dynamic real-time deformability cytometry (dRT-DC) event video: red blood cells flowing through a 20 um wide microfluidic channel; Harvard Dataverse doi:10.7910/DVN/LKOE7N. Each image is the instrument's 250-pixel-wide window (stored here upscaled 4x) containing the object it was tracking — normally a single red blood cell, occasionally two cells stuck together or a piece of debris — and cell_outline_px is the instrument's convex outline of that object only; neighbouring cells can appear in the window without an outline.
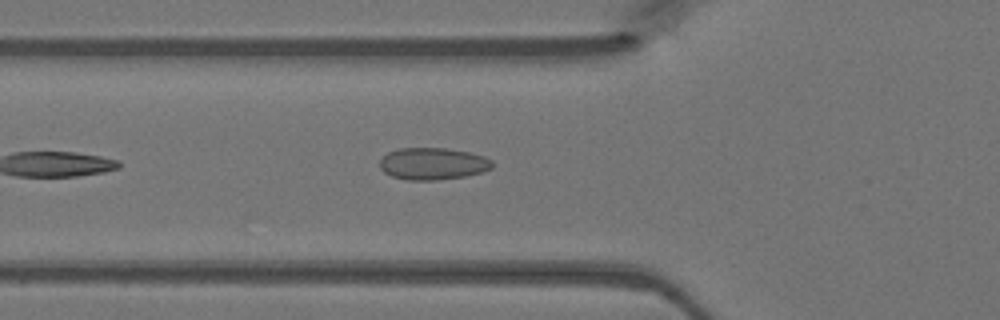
{"species": "Egyptian fruit bat (a non-hibernating species)", "species_latin": "Rousettus aegyptiacus", "temperature_condition": "warm", "stored_images_in_passage": 29, "camera_frame_rate_fps": 3000, "um_per_image_px": 0.085, "animal": {"sex": "female"}, "frame": {"image": 1, "passage_image": 5, "time_ms": 1.333, "image_size_px": [1000, 320], "cell_outline_px": [[492, 168], [484, 172], [464, 176], [436, 180], [408, 180], [392, 176], [384, 172], [380, 168], [380, 160], [388, 152], [400, 148], [444, 148], [468, 152], [484, 156], [492, 160]], "centroid_in_image_um": [36.8, 13.91], "position_along_channel_um": 89.0, "area_um2": 20.92}}
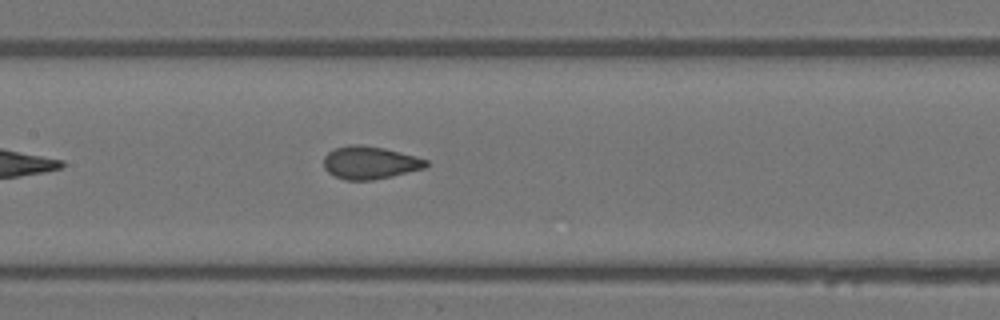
{"frame": {"image": 2, "passage_image": 11, "time_ms": 3.333, "image_size_px": [1000, 320], "cell_outline_px": [[428, 164], [424, 168], [392, 176], [372, 180], [344, 180], [328, 172], [324, 168], [324, 156], [328, 152], [336, 148], [348, 144], [360, 144], [384, 148], [416, 156], [428, 160]], "centroid_in_image_um": [31.43, 13.82], "position_along_channel_um": 176.0, "area_um2": 19.54}}
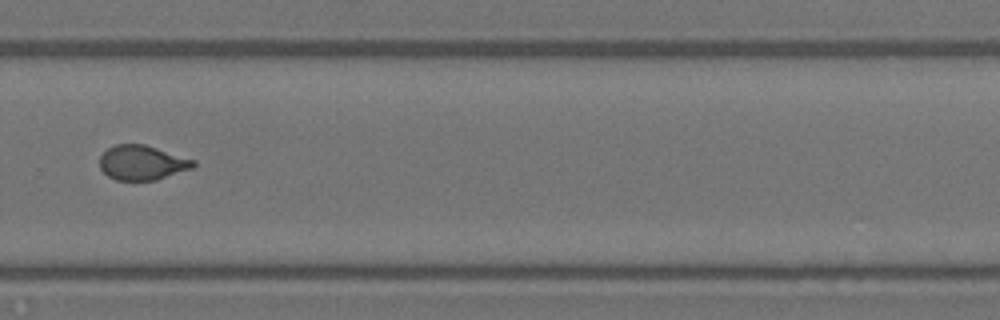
{"frame": {"image": 3, "passage_image": 21, "time_ms": 6.667, "image_size_px": [1000, 320], "cell_outline_px": [[196, 164], [192, 168], [156, 180], [116, 180], [108, 176], [100, 168], [100, 156], [108, 148], [116, 144], [144, 144], [196, 160]], "centroid_in_image_um": [12.08, 13.82], "position_along_channel_um": 317.7, "area_um2": 18.84}}